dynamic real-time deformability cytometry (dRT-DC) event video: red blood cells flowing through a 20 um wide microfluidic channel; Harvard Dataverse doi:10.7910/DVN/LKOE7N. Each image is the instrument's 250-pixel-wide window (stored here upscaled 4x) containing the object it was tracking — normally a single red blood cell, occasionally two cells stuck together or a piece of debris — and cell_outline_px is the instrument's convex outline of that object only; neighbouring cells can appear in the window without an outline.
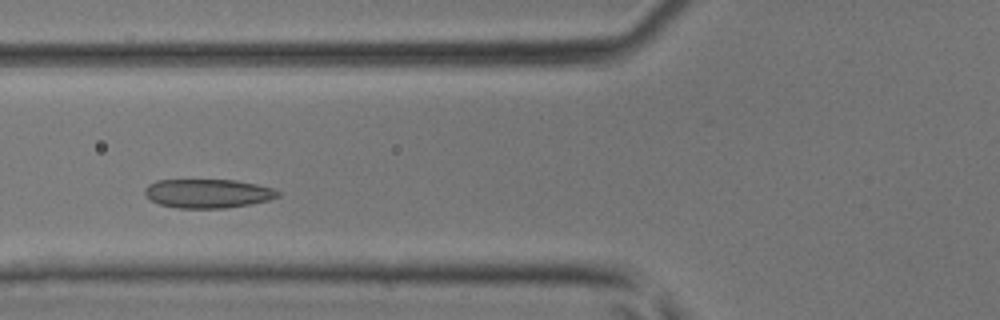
{"species": "common noctule bat (a hibernating species)", "species_latin": "Nyctalus noctula", "temperature_condition": "room temperature", "stored_images_in_passage": 34, "camera_frame_rate_fps": 3000, "um_per_image_px": 0.085, "animal": {"sex": "male", "body_mass_g": 17.9, "forearm_length_mm": 54.2}, "frame": {"image": 1, "passage_image": 5, "time_ms": 1.333, "image_size_px": [1000, 320], "cell_outline_px": [[280, 196], [268, 200], [252, 204], [224, 208], [176, 208], [160, 204], [152, 200], [144, 192], [144, 188], [148, 184], [156, 180], [236, 180], [256, 184], [272, 188], [280, 192]], "centroid_in_image_um": [17.67, 16.44], "position_along_channel_um": 108.1, "area_um2": 22.43}}
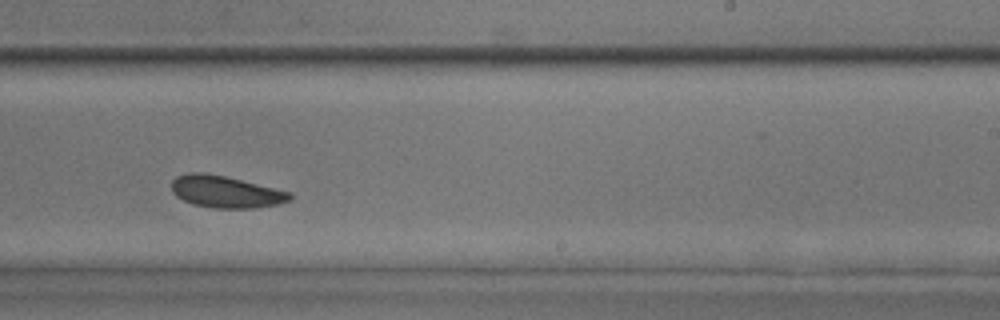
{"frame": {"image": 2, "passage_image": 16, "time_ms": 5.0, "image_size_px": [1000, 320], "cell_outline_px": [[292, 200], [280, 204], [256, 208], [212, 208], [192, 204], [176, 196], [172, 192], [172, 180], [176, 176], [188, 172], [200, 172], [224, 176], [292, 192]], "centroid_in_image_um": [19.2, 16.31], "position_along_channel_um": 269.8, "area_um2": 22.14}}
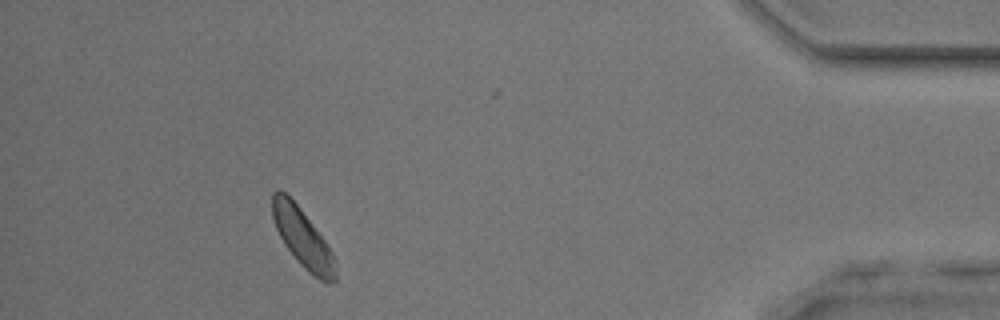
{"frame": {"image": 3, "passage_image": 29, "time_ms": 9.333, "image_size_px": [1000, 320], "cell_outline_px": [[336, 280], [328, 284], [324, 284], [308, 272], [296, 260], [284, 244], [276, 228], [272, 216], [272, 192], [284, 192], [300, 208], [324, 240], [332, 252], [336, 276]], "centroid_in_image_um": [25.72, 20.29], "position_along_channel_um": 409.5, "area_um2": 21.15}}